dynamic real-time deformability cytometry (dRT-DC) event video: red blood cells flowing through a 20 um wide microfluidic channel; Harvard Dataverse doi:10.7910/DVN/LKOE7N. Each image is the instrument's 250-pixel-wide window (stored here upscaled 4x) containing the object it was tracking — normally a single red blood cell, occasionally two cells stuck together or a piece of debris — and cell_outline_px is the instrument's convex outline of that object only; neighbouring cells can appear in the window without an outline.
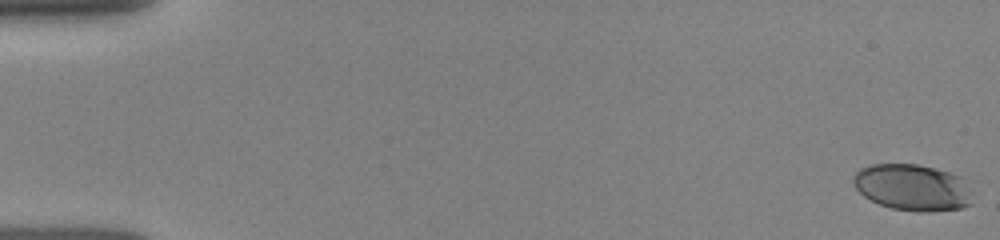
{"species": "human", "species_latin": "Homo sapiens", "temperature_condition": "room temperature", "stored_images_in_passage": 15, "camera_frame_rate_fps": 3000, "um_per_image_px": 0.085, "donor": {"sex": "female"}, "frame": {"image": 1, "passage_image": 1, "time_ms": 0.0, "image_size_px": [1000, 240], "cell_outline_px": [[972, 204], [960, 208], [928, 212], [916, 212], [892, 208], [880, 204], [864, 196], [852, 184], [852, 176], [860, 168], [872, 164], [916, 164], [936, 168], [960, 176]], "centroid_in_image_um": [77.48, 15.93], "position_along_channel_um": 7.5, "area_um2": 31.91}}
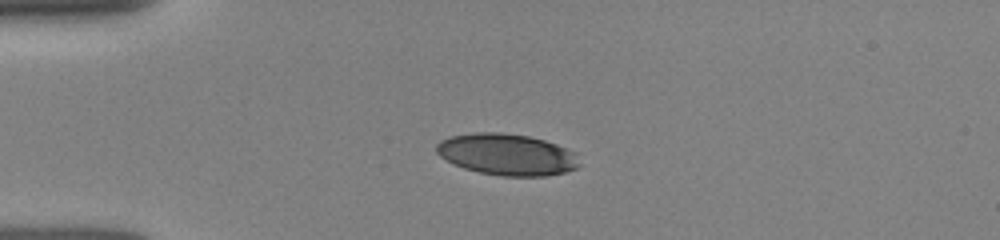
{"frame": {"image": 2, "passage_image": 11, "time_ms": 4.0, "image_size_px": [1000, 240], "cell_outline_px": [[580, 164], [576, 168], [564, 172], [544, 176], [500, 176], [480, 172], [464, 168], [440, 156], [436, 152], [436, 144], [440, 140], [448, 136], [472, 132], [500, 132], [528, 136], [544, 140], [556, 144], [576, 152]], "centroid_in_image_um": [43.08, 13.12], "position_along_channel_um": 41.9, "area_um2": 34.62}}
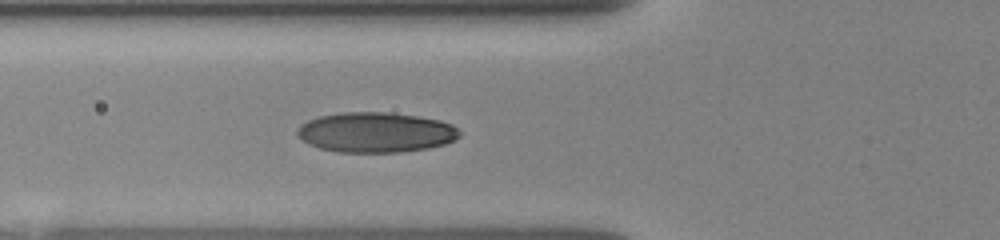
{"frame": {"image": 3, "passage_image": 15, "time_ms": 6.0, "image_size_px": [1000, 240], "cell_outline_px": [[460, 136], [456, 140], [444, 144], [428, 148], [400, 152], [340, 152], [320, 148], [308, 144], [296, 136], [296, 128], [300, 124], [308, 120], [320, 116], [344, 112], [388, 112], [420, 116], [440, 120], [452, 124], [460, 132]], "centroid_in_image_um": [31.93, 11.24], "position_along_channel_um": 93.9, "area_um2": 38.21}}